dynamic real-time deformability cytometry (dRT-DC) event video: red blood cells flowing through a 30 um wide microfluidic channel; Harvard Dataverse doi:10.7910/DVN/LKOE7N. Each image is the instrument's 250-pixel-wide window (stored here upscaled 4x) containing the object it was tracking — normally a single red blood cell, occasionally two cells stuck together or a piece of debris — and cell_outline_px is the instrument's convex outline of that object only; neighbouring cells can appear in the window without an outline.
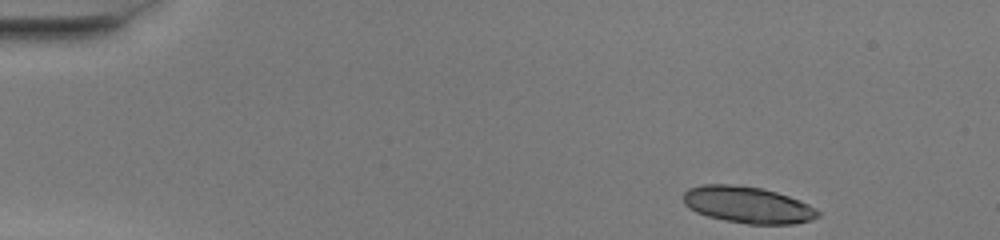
{"species": "common noctule bat (a hibernating species)", "species_latin": "Nyctalus noctula", "temperature_condition": "warm", "stored_images_in_passage": 45, "camera_frame_rate_fps": 3000, "um_per_image_px": 0.085, "animal": {"sex": "female", "body_mass_g": 20.0, "forearm_length_mm": 54.0}, "frame": {"image": 1, "passage_image": 1, "time_ms": 0.0, "image_size_px": [1000, 240], "cell_outline_px": [[820, 216], [812, 220], [792, 224], [748, 224], [724, 220], [708, 216], [696, 212], [688, 208], [684, 204], [684, 192], [688, 188], [704, 184], [728, 184], [760, 188], [776, 192], [800, 200], [816, 208], [820, 212]], "centroid_in_image_um": [63.56, 17.42], "position_along_channel_um": 21.4, "area_um2": 28.73}, "authors_computed_cell_mechanics": {"area_um2": 27.8018, "velocity_mm_per_s": 4.0928, "shape_relaxation_time_tau1_ms": 0.8826, "shape_relaxation_time_tau2_ms": 2.5171, "deformation_change_tau1": 0.2966, "deformation_change_tau2": 0.07}}